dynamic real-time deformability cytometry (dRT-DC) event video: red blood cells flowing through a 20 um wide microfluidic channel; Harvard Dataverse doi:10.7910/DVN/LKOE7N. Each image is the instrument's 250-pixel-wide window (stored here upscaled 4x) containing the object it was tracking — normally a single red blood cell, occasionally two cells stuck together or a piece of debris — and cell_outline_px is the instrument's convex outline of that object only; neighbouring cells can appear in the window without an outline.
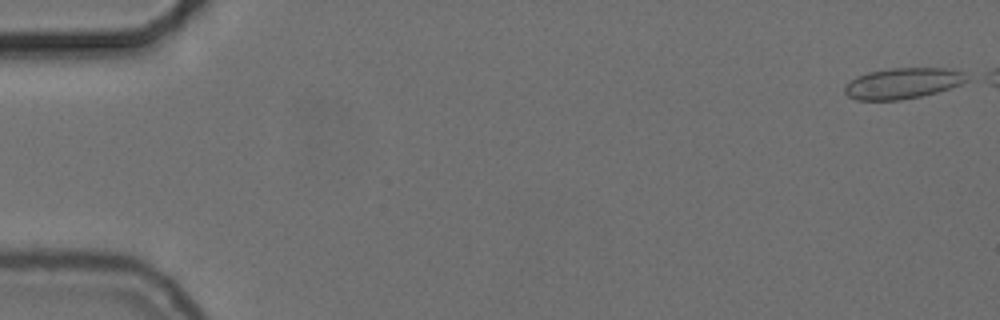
{"species": "common noctule bat (a hibernating species)", "species_latin": "Nyctalus noctula", "temperature_condition": "cold", "stored_images_in_passage": 49, "camera_frame_rate_fps": 3000, "um_per_image_px": 0.085, "animal": {"sex": "female", "body_mass_g": 24.6, "forearm_length_mm": 56.2}, "frame": {"image": 1, "passage_image": 1, "time_ms": 0.0, "image_size_px": [1000, 320], "cell_outline_px": [[972, 80], [936, 92], [920, 96], [900, 100], [856, 100], [848, 96], [844, 92], [844, 84], [856, 76], [868, 72], [892, 68], [944, 68], [964, 72], [972, 76]], "centroid_in_image_um": [76.74, 7.07], "position_along_channel_um": 8.3, "area_um2": 22.14}}
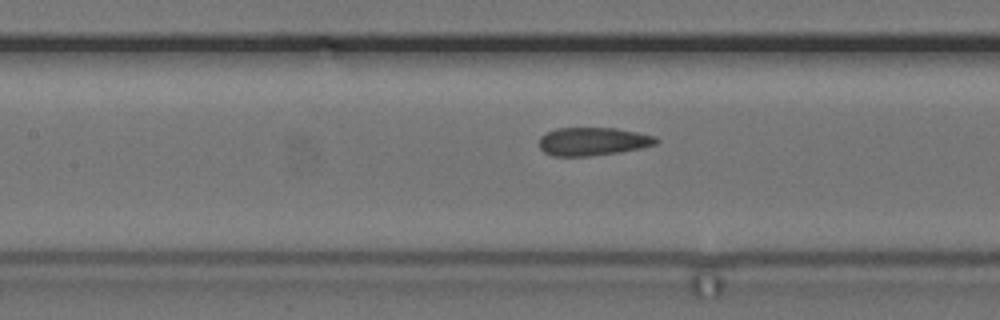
{"frame": {"image": 2, "passage_image": 25, "time_ms": 8.0, "image_size_px": [1000, 320], "cell_outline_px": [[660, 140], [656, 144], [640, 148], [620, 152], [592, 156], [552, 156], [544, 152], [540, 148], [540, 136], [556, 128], [616, 128], [656, 136]], "centroid_in_image_um": [50.4, 12.03], "position_along_channel_um": 157.0, "area_um2": 19.25}}
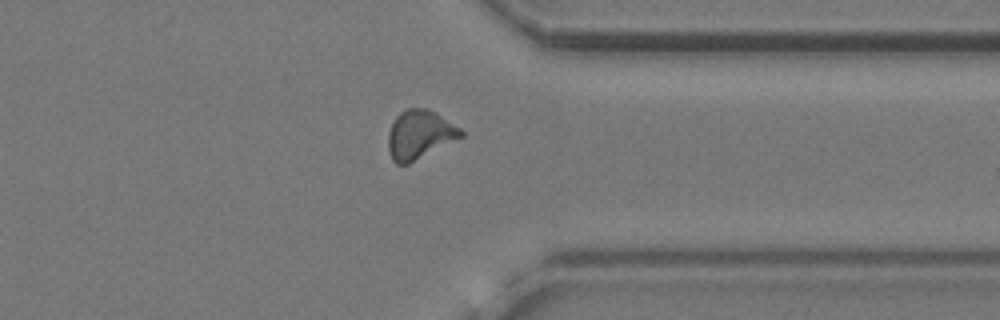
{"frame": {"image": 3, "passage_image": 43, "time_ms": 14.0, "image_size_px": [1000, 320], "cell_outline_px": [[464, 136], [408, 164], [396, 164], [392, 160], [388, 148], [388, 132], [396, 116], [400, 112], [408, 108], [428, 108], [436, 112], [460, 128], [464, 132]], "centroid_in_image_um": [35.67, 11.43], "position_along_channel_um": 375.7, "area_um2": 20.69}, "authors_computed_cell_mechanics": {"area_um2": 20.1722, "velocity_mm_per_s": 3.7143, "shape_relaxation_time_tau1_ms": null, "shape_relaxation_time_tau2_ms": 2.3497, "deformation_change_tau1": null, "deformation_change_tau2": 0.0847}}